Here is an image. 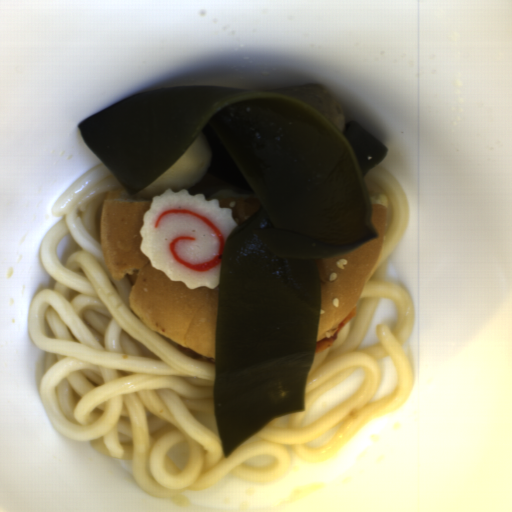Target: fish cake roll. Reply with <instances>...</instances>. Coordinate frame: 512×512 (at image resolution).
<instances>
[{"mask_svg":"<svg viewBox=\"0 0 512 512\" xmlns=\"http://www.w3.org/2000/svg\"><path fill=\"white\" fill-rule=\"evenodd\" d=\"M232 214L217 198L168 187L143 214L140 251L171 282L216 289L227 239L239 225Z\"/></svg>","mask_w":512,"mask_h":512,"instance_id":"fish-cake-roll-1","label":"fish cake roll"}]
</instances>
